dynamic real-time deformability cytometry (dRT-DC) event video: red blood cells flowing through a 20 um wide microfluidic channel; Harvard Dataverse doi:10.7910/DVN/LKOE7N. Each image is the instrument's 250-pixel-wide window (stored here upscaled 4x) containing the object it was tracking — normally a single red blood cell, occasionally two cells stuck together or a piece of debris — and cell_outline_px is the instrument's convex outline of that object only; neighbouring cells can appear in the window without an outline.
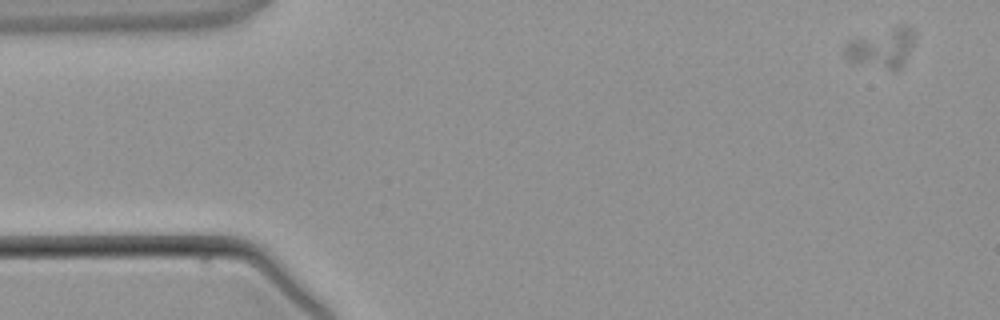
{"species": "common noctule bat (a hibernating species)", "species_latin": "Nyctalus noctula", "temperature_condition": "warm", "stored_images_in_passage": 5, "camera_frame_rate_fps": 3000, "um_per_image_px": 0.085, "animal": {"sex": "male", "body_mass_g": 21.5, "forearm_length_mm": 52.0}, "frame": {"image": 1, "passage_image": 1, "time_ms": 0.0, "image_size_px": [1000, 320], "cell_outline_px": [[912, 44], [904, 64], [900, 68], [888, 68], [848, 60], [844, 56], [844, 44], [848, 40], [900, 24], [908, 24], [912, 32]], "centroid_in_image_um": [74.92, 4.02], "position_along_channel_um": 10.1, "area_um2": 15.66}}
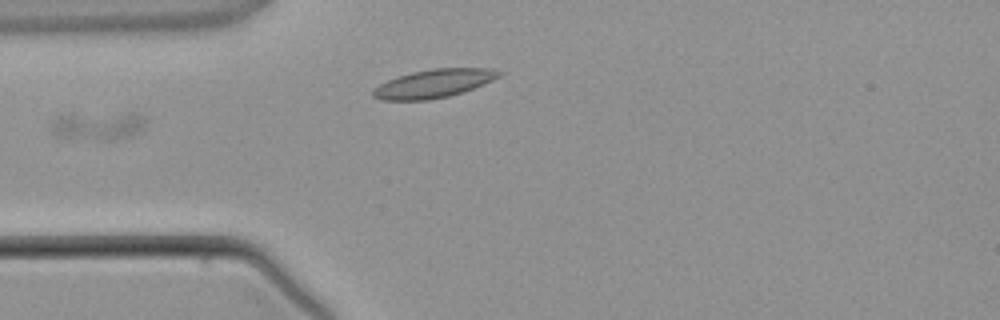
{"frame": {"image": 2, "passage_image": 5, "time_ms": 5.333, "image_size_px": [1000, 320], "cell_outline_px": [[140, 128], [132, 136], [112, 140], [56, 140], [52, 132], [52, 120], [56, 116], [72, 112], [132, 112], [140, 116]], "centroid_in_image_um": [8.1, 10.69], "position_along_channel_um": 76.9, "area_um2": 16.42}}